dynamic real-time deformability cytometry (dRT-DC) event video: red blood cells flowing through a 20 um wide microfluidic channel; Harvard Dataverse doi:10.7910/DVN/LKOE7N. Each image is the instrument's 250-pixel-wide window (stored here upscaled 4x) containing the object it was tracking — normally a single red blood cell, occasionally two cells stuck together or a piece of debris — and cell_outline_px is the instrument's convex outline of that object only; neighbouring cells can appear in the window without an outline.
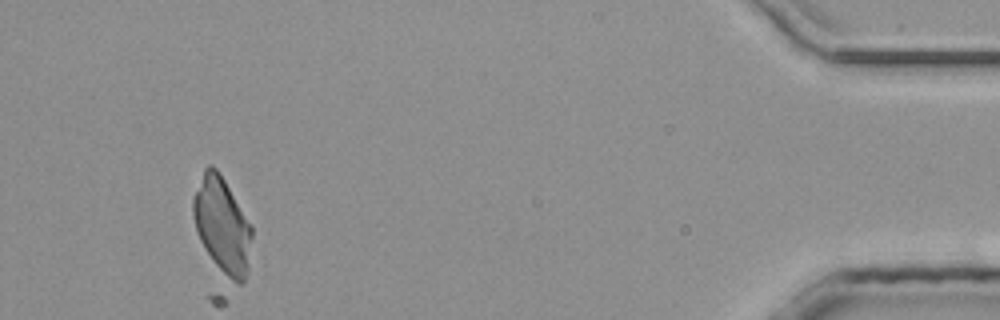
{"species": "common noctule bat (a hibernating species)", "species_latin": "Nyctalus noctula", "temperature_condition": "room temperature", "stored_images_in_passage": 36, "camera_frame_rate_fps": 3000, "um_per_image_px": 0.085, "animal": {"sex": "male", "body_mass_g": 20.4}, "frame": {"image": 1, "passage_image": 33, "time_ms": 10.667, "image_size_px": [1000, 320], "cell_outline_px": [[252, 236], [248, 268], [244, 284], [232, 288], [204, 248], [196, 232], [192, 216], [192, 196], [204, 168], [208, 164], [212, 164], [216, 168], [224, 180], [252, 228]], "centroid_in_image_um": [18.86, 19.23], "position_along_channel_um": 416.3, "area_um2": 33.18}}